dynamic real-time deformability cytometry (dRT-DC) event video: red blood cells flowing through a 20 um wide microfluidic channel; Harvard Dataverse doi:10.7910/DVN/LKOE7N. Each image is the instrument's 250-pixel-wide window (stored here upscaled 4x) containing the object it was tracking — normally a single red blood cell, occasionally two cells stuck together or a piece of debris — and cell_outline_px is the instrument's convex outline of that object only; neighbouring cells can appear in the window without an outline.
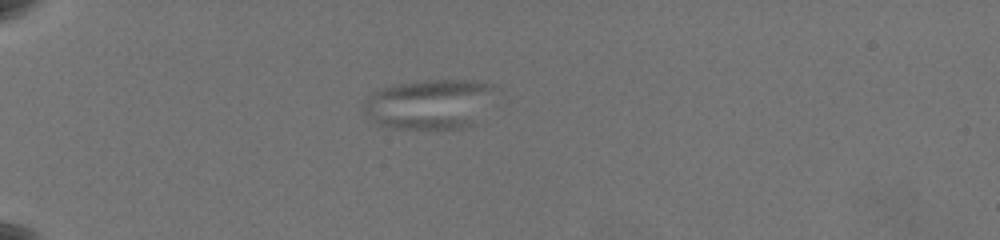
{"species": "common noctule bat (a hibernating species)", "species_latin": "Nyctalus noctula", "temperature_condition": "warm", "stored_images_in_passage": 33, "segment_of_instrument_passage": [1, 3], "camera_frame_rate_fps": 3000, "um_per_image_px": 0.085, "animal": {"sex": "female", "body_mass_g": 19.5, "forearm_length_mm": 54.1}, "frame": {"image": 1, "passage_image": 1, "time_ms": 0.0, "image_size_px": [1000, 240], "cell_outline_px": [[492, 88], [472, 124], [460, 128], [388, 128], [380, 124], [364, 112], [364, 100], [368, 96], [380, 88], [396, 84], [424, 80], [476, 80], [488, 84]], "centroid_in_image_um": [36.36, 8.83], "position_along_channel_um": 48.6, "area_um2": 36.76}}
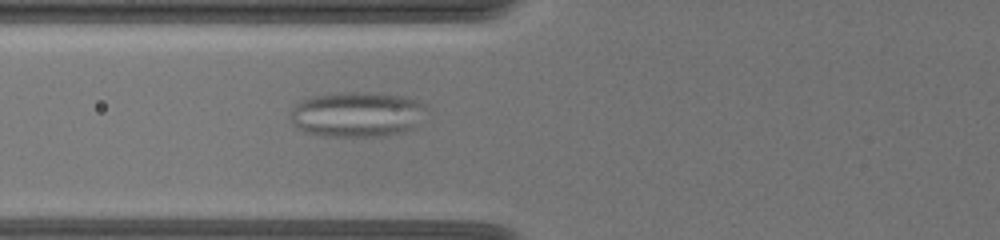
{"frame": {"image": 2, "passage_image": 7, "time_ms": 2.667, "image_size_px": [1000, 240], "cell_outline_px": [[424, 104], [412, 128], [388, 136], [324, 136], [308, 132], [300, 128], [288, 116], [296, 104], [304, 100], [316, 96], [340, 92], [368, 92], [408, 96]], "centroid_in_image_um": [30.3, 9.71], "position_along_channel_um": 95.5, "area_um2": 35.03}}
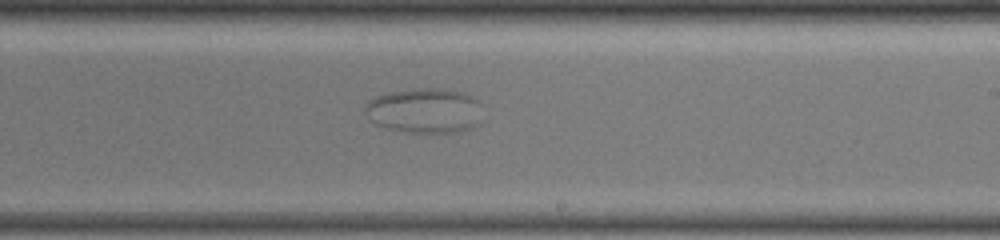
{"frame": {"image": 3, "passage_image": 17, "time_ms": 7.333, "image_size_px": [1000, 240], "cell_outline_px": [[480, 104], [476, 124], [472, 128], [460, 132], [408, 132], [384, 128], [368, 120], [364, 108], [364, 104], [368, 100], [376, 96], [392, 92], [420, 88], [436, 88], [464, 92], [480, 100]], "centroid_in_image_um": [36.05, 9.4], "position_along_channel_um": 253.0, "area_um2": 30.81}}